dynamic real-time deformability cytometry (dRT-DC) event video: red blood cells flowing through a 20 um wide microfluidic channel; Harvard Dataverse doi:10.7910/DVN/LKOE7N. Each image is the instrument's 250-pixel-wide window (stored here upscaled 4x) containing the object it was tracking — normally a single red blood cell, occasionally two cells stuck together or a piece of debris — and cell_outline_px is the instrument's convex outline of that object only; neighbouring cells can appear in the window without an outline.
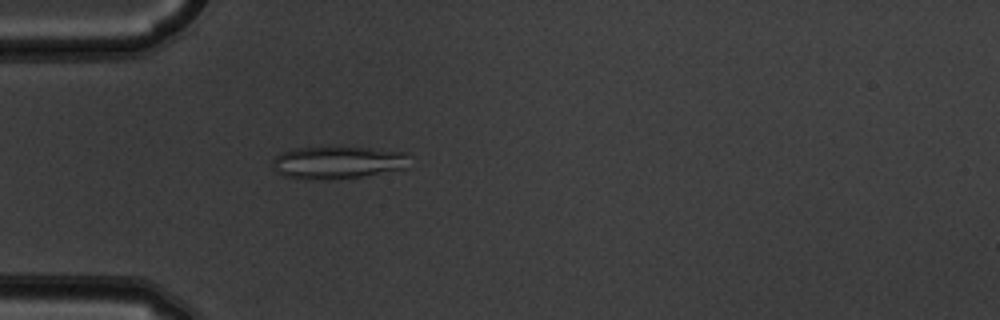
{"species": "common noctule bat (a hibernating species)", "species_latin": "Nyctalus noctula", "temperature_condition": "warm", "stored_images_in_passage": 5, "camera_frame_rate_fps": 3000, "um_per_image_px": 0.085, "animal": {"sex": "male", "body_mass_g": 19.5, "forearm_length_mm": 54.6}, "frame": {"image": 1, "passage_image": 5, "time_ms": 1.333, "image_size_px": [1000, 320], "cell_outline_px": [[408, 168], [360, 176], [324, 180], [284, 176], [276, 172], [272, 164], [272, 160], [280, 152], [296, 148], [332, 144], [336, 144], [404, 152]], "centroid_in_image_um": [28.63, 13.76], "position_along_channel_um": 56.4, "area_um2": 26.47}}